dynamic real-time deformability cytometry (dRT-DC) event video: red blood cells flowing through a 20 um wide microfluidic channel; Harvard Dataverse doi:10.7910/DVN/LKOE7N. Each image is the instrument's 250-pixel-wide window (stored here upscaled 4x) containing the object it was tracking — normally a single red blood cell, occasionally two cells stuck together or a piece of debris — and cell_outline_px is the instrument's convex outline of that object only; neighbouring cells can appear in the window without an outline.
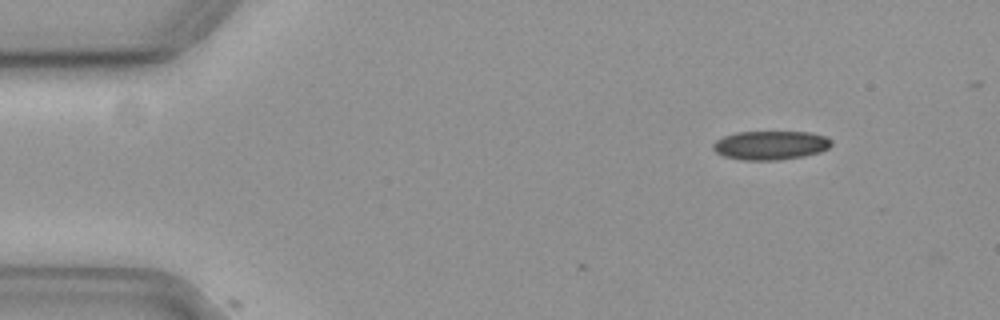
{"species": "common noctule bat (a hibernating species)", "species_latin": "Nyctalus noctula", "temperature_condition": "cold", "stored_images_in_passage": 4, "camera_frame_rate_fps": 3000, "um_per_image_px": 0.085, "animal": {"sex": "female", "body_mass_g": 19.3, "forearm_length_mm": 54.1}, "frame": {"image": 1, "passage_image": 1, "time_ms": 0.0, "image_size_px": [1000, 320], "cell_outline_px": [[832, 144], [828, 148], [820, 152], [804, 156], [780, 160], [744, 160], [724, 156], [716, 152], [712, 148], [712, 144], [716, 140], [724, 136], [736, 132], [812, 132], [824, 136], [832, 140]], "centroid_in_image_um": [65.5, 12.34], "position_along_channel_um": 19.5, "area_um2": 20.0}}